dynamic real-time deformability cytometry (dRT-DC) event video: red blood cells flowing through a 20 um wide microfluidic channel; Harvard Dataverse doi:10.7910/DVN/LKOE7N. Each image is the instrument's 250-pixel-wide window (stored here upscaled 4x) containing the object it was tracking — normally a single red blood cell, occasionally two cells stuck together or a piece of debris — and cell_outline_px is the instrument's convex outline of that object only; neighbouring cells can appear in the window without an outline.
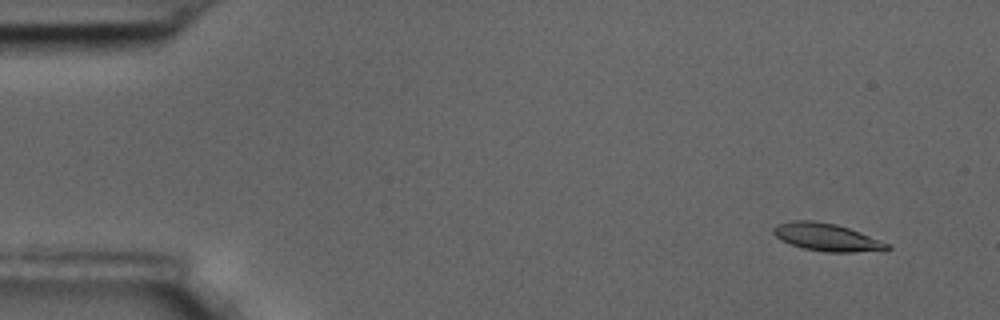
{"species": "common noctule bat (a hibernating species)", "species_latin": "Nyctalus noctula", "temperature_condition": "room temperature", "stored_images_in_passage": 5, "segment_of_instrument_passage": [1, 2], "camera_frame_rate_fps": 3000, "um_per_image_px": 0.085, "animal": {"sex": "male", "body_mass_g": 17.5, "forearm_length_mm": 52.3}, "frame": {"image": 1, "passage_image": 1, "time_ms": 0.0, "image_size_px": [1000, 320], "cell_outline_px": [[892, 248], [852, 252], [824, 252], [804, 248], [780, 240], [772, 232], [772, 228], [776, 224], [792, 220], [812, 220], [836, 224], [860, 232], [892, 244]], "centroid_in_image_um": [70.24, 20.15], "position_along_channel_um": 14.8, "area_um2": 18.26}}